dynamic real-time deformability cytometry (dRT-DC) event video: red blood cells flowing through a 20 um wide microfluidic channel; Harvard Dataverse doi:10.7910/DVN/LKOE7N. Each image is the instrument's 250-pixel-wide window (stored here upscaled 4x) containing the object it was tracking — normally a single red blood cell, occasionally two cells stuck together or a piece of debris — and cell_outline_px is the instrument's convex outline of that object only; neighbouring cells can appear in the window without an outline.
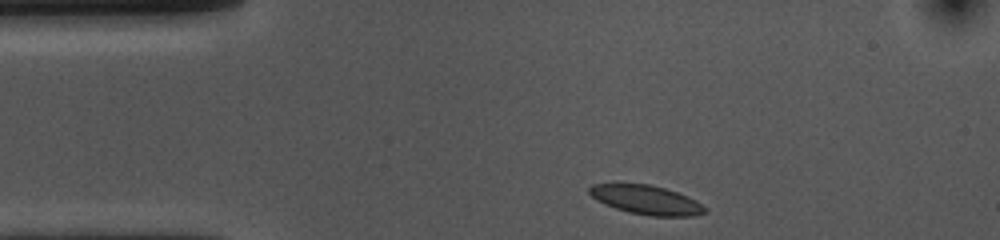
{"species": "common noctule bat (a hibernating species)", "species_latin": "Nyctalus noctula", "temperature_condition": "cold", "stored_images_in_passage": 34, "camera_frame_rate_fps": 3000, "um_per_image_px": 0.085, "animal": {"sex": "female", "body_mass_g": 10.0, "forearm_length_mm": 53.1}, "frame": {"image": 1, "passage_image": 1, "time_ms": 0.0, "image_size_px": [1000, 240], "cell_outline_px": [[708, 208], [704, 212], [696, 216], [652, 216], [628, 212], [604, 204], [596, 200], [588, 192], [588, 188], [592, 184], [648, 184], [664, 188], [688, 196], [696, 200]], "centroid_in_image_um": [54.94, 16.99], "position_along_channel_um": 30.1, "area_um2": 19.54}}
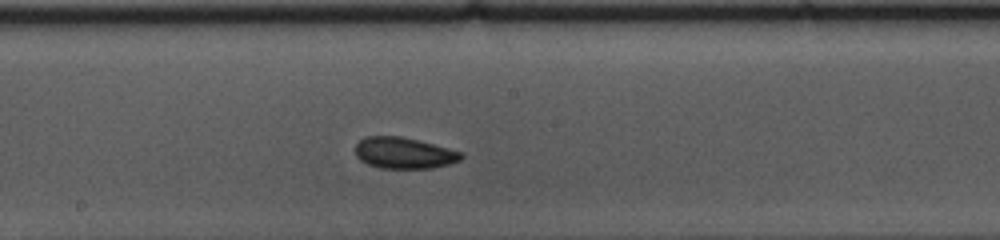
{"frame": {"image": 2, "passage_image": 19, "time_ms": 6.0, "image_size_px": [1000, 240], "cell_outline_px": [[464, 156], [460, 160], [448, 164], [432, 168], [380, 168], [368, 164], [360, 160], [356, 156], [356, 144], [364, 136], [400, 136], [448, 148], [460, 152]], "centroid_in_image_um": [34.3, 13.01], "position_along_channel_um": 213.9, "area_um2": 19.07}}
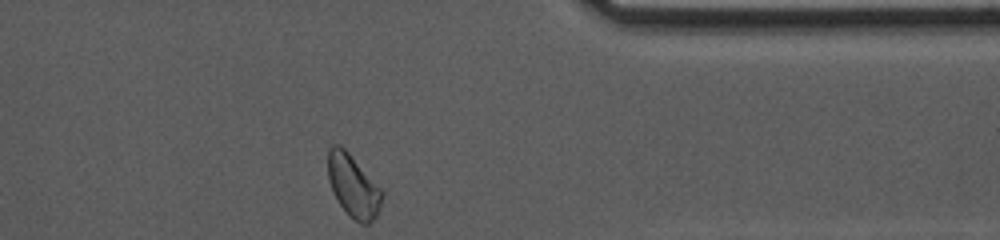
{"frame": {"image": 3, "passage_image": 34, "time_ms": 11.0, "image_size_px": [1000, 240], "cell_outline_px": [[384, 196], [380, 208], [376, 216], [368, 224], [360, 224], [348, 216], [336, 200], [328, 180], [328, 148], [332, 144], [340, 144], [348, 152], [384, 192]], "centroid_in_image_um": [30.01, 15.83], "position_along_channel_um": 381.4, "area_um2": 19.88}, "authors_computed_cell_mechanics": {"area_um2": 18.9584, "velocity_mm_per_s": 3.6771, "shape_relaxation_time_tau1_ms": 4.5884, "shape_relaxation_time_tau2_ms": 2.1161, "deformation_change_tau1": 0.0823, "deformation_change_tau2": 0.0594}}